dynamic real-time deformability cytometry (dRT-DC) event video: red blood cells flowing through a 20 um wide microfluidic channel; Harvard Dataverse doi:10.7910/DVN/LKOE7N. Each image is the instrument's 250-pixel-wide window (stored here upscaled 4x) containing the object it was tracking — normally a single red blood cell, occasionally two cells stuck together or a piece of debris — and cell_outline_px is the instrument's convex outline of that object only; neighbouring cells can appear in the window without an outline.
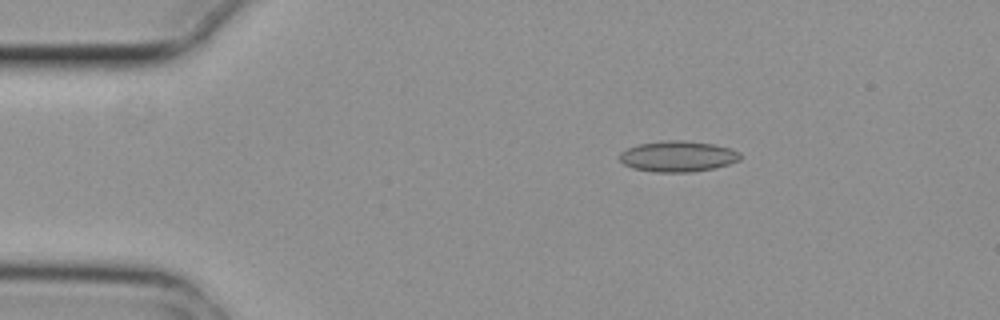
{"species": "common noctule bat (a hibernating species)", "species_latin": "Nyctalus noctula", "temperature_condition": "cold", "stored_images_in_passage": 4, "camera_frame_rate_fps": 3000, "um_per_image_px": 0.085, "animal": {"sex": "female", "body_mass_g": 29.2, "forearm_length_mm": 56.3}, "frame": {"image": 1, "passage_image": 2, "time_ms": 0.333, "image_size_px": [1000, 320], "cell_outline_px": [[740, 160], [716, 168], [692, 172], [656, 172], [632, 168], [624, 164], [620, 160], [620, 152], [628, 148], [640, 144], [668, 140], [680, 140], [716, 144], [740, 152]], "centroid_in_image_um": [57.63, 13.29], "position_along_channel_um": 27.4, "area_um2": 21.62}}
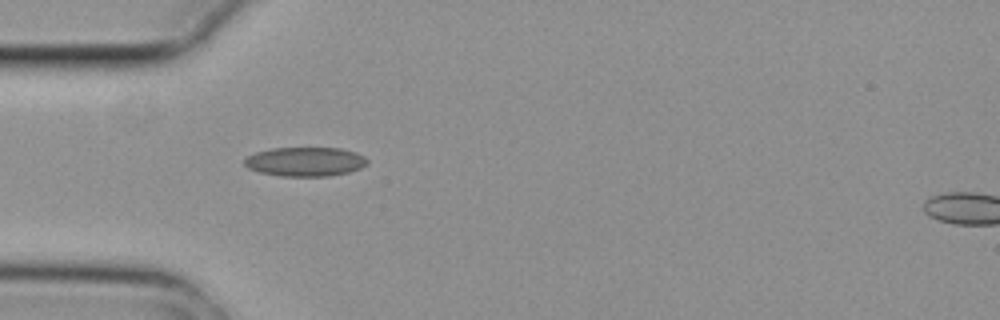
{"frame": {"image": 2, "passage_image": 3, "time_ms": 0.667, "image_size_px": [1000, 320], "cell_outline_px": [[368, 164], [360, 168], [348, 172], [328, 176], [280, 176], [260, 172], [248, 168], [244, 164], [244, 160], [248, 156], [256, 152], [272, 148], [340, 148], [356, 152], [364, 156], [368, 160]], "centroid_in_image_um": [25.96, 13.74], "position_along_channel_um": 59.0, "area_um2": 20.87}}